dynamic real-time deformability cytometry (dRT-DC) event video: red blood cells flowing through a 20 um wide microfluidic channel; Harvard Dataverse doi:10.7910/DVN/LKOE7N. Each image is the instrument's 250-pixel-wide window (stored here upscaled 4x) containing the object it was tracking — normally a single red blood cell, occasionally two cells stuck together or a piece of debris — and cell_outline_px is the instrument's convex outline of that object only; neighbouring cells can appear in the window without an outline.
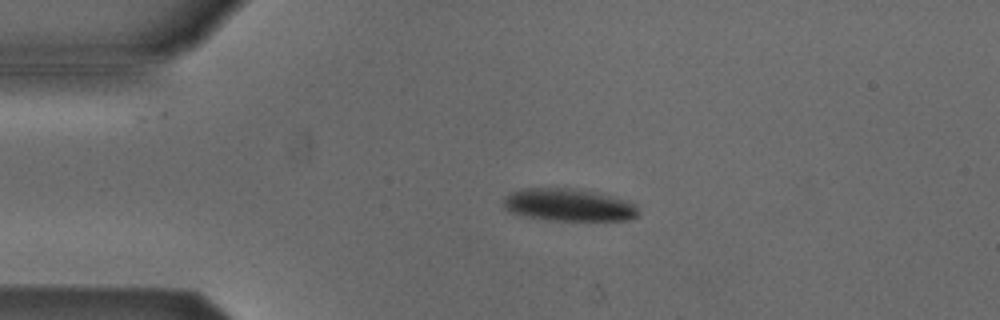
{"species": "Egyptian fruit bat (a non-hibernating species)", "species_latin": "Rousettus aegyptiacus", "temperature_condition": "cold", "stored_images_in_passage": 3, "camera_frame_rate_fps": 3000, "um_per_image_px": 0.085, "animal": {"sex": "male"}, "frame": {"image": 1, "passage_image": 3, "time_ms": 2.333, "image_size_px": [1000, 320], "cell_outline_px": [[636, 216], [628, 220], [552, 220], [524, 216], [508, 212], [504, 208], [504, 196], [520, 188], [568, 188], [592, 192], [628, 200], [636, 208]], "centroid_in_image_um": [48.25, 17.42], "position_along_channel_um": 36.8, "area_um2": 25.2}}